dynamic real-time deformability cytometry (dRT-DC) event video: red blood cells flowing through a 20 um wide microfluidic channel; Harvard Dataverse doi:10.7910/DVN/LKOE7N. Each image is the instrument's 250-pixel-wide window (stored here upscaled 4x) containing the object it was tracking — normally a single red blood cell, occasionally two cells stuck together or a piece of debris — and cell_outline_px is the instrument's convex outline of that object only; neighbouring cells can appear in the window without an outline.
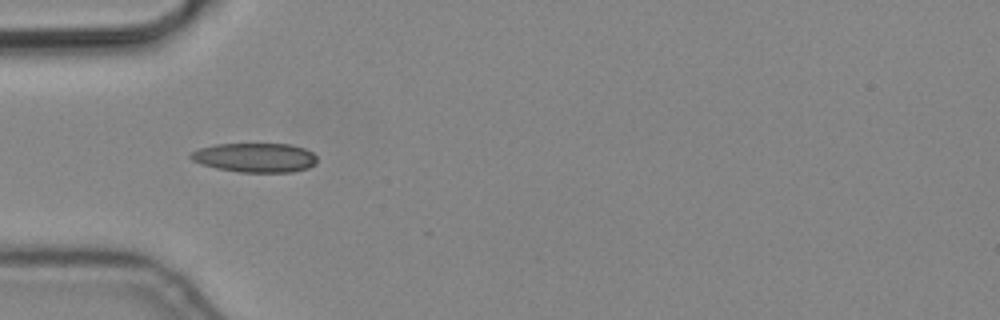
{"species": "common noctule bat (a hibernating species)", "species_latin": "Nyctalus noctula", "temperature_condition": "cold", "stored_images_in_passage": 3, "camera_frame_rate_fps": 3000, "um_per_image_px": 0.085, "animal": {"sex": "male", "body_mass_g": 19.2, "forearm_length_mm": 51.8}, "frame": {"image": 1, "passage_image": 2, "time_ms": 0.333, "image_size_px": [1000, 320], "cell_outline_px": [[316, 164], [308, 168], [292, 172], [240, 172], [216, 168], [200, 164], [192, 160], [188, 156], [192, 152], [200, 148], [216, 144], [288, 144], [304, 148], [312, 152], [316, 156]], "centroid_in_image_um": [21.68, 13.4], "position_along_channel_um": 63.3, "area_um2": 21.56}}
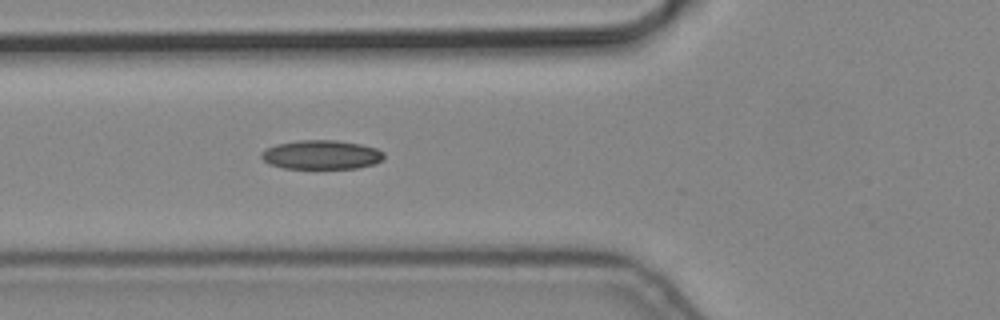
{"frame": {"image": 2, "passage_image": 3, "time_ms": 0.667, "image_size_px": [1000, 320], "cell_outline_px": [[384, 160], [372, 164], [356, 168], [284, 168], [268, 164], [260, 156], [260, 152], [264, 148], [276, 144], [300, 140], [336, 140], [360, 144], [376, 148], [384, 152]], "centroid_in_image_um": [27.29, 13.15], "position_along_channel_um": 98.5, "area_um2": 20.87}}